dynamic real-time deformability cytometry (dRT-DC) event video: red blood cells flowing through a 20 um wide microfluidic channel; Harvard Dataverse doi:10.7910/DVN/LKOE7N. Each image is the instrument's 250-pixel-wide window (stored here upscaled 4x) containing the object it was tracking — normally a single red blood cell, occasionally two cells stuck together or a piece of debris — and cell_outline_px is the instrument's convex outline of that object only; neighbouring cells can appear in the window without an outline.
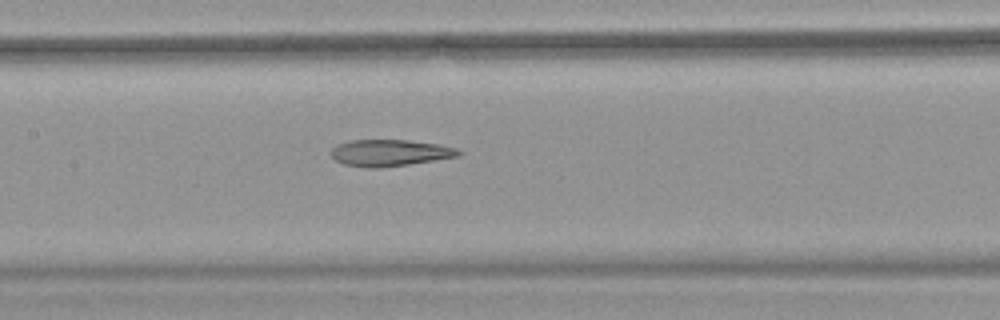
{"species": "common noctule bat (a hibernating species)", "species_latin": "Nyctalus noctula", "temperature_condition": "warm", "stored_images_in_passage": 50, "camera_frame_rate_fps": 3000, "um_per_image_px": 0.085, "animal": {"sex": "female", "body_mass_g": 18.4}, "frame": {"image": 1, "passage_image": 22, "time_ms": 7.0, "image_size_px": [1000, 320], "cell_outline_px": [[460, 156], [408, 164], [380, 168], [368, 168], [344, 164], [336, 160], [332, 156], [332, 148], [336, 144], [352, 140], [408, 140], [436, 144], [456, 148], [460, 152]], "centroid_in_image_um": [33.11, 12.99], "position_along_channel_um": 174.3, "area_um2": 19.54}, "authors_computed_cell_mechanics": {"area_um2": 22.8888, "velocity_mm_per_s": 3.829, "shape_relaxation_time_tau1_ms": null, "shape_relaxation_time_tau2_ms": 2.3079, "deformation_change_tau1": null, "deformation_change_tau2": 0.1311}}